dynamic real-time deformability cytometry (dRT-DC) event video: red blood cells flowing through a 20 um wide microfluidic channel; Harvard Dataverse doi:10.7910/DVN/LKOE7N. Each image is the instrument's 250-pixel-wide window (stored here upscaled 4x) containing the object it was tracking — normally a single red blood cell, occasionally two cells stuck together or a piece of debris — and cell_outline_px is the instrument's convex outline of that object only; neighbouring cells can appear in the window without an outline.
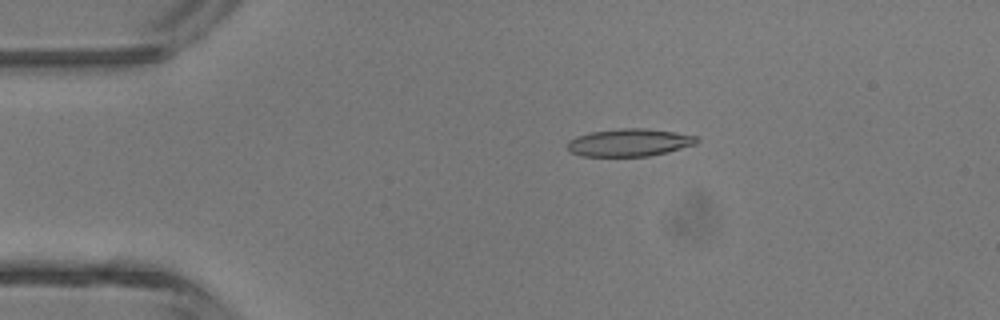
{"species": "common noctule bat (a hibernating species)", "species_latin": "Nyctalus noctula", "temperature_condition": "room temperature", "stored_images_in_passage": 37, "camera_frame_rate_fps": 3000, "um_per_image_px": 0.085, "animal": {"sex": "male", "body_mass_g": 13.3}, "frame": {"image": 1, "passage_image": 7, "time_ms": 2.0, "image_size_px": [1000, 320], "cell_outline_px": [[700, 140], [696, 144], [648, 156], [584, 156], [572, 152], [568, 148], [568, 140], [576, 136], [588, 132], [620, 128], [644, 128], [676, 132], [696, 136]], "centroid_in_image_um": [53.48, 12.1], "position_along_channel_um": 31.5, "area_um2": 20.69}}
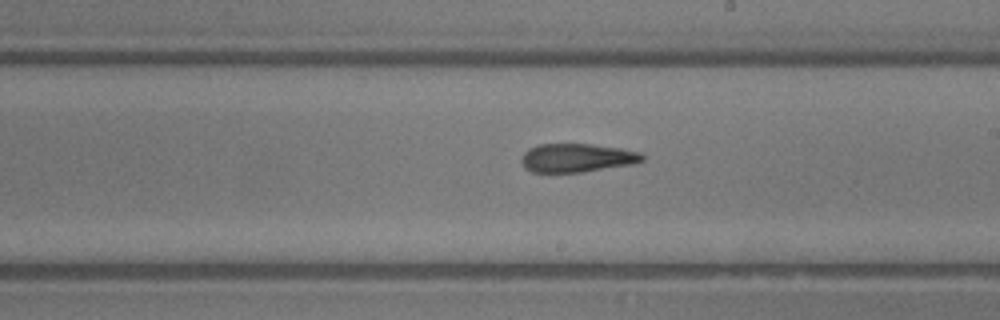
{"frame": {"image": 2, "passage_image": 24, "time_ms": 7.667, "image_size_px": [1000, 320], "cell_outline_px": [[644, 160], [632, 164], [584, 172], [532, 172], [524, 168], [520, 160], [524, 152], [528, 148], [540, 144], [592, 144], [620, 148], [640, 152], [644, 156]], "centroid_in_image_um": [49.02, 13.42], "position_along_channel_um": 240.0, "area_um2": 20.23}}
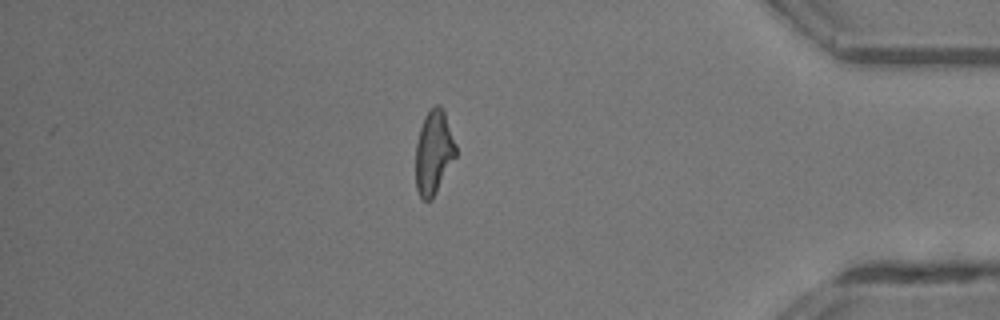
{"frame": {"image": 3, "passage_image": 37, "time_ms": 12.0, "image_size_px": [1000, 320], "cell_outline_px": [[456, 156], [432, 200], [424, 200], [420, 196], [416, 188], [416, 144], [420, 128], [424, 116], [436, 104], [440, 104], [444, 112], [456, 144]], "centroid_in_image_um": [36.86, 12.96], "position_along_channel_um": 398.3, "area_um2": 19.48}, "authors_computed_cell_mechanics": {"area_um2": 20.6346, "velocity_mm_per_s": 4.5174, "shape_relaxation_time_tau1_ms": 7.4233, "shape_relaxation_time_tau2_ms": 3.5669, "deformation_change_tau1": 0.2218, "deformation_change_tau2": 0.1555}}